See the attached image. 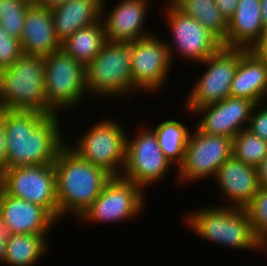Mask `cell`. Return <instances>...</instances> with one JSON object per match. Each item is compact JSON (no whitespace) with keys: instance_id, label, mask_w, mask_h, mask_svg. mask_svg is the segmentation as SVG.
Masks as SVG:
<instances>
[{"instance_id":"cell-1","label":"cell","mask_w":267,"mask_h":266,"mask_svg":"<svg viewBox=\"0 0 267 266\" xmlns=\"http://www.w3.org/2000/svg\"><path fill=\"white\" fill-rule=\"evenodd\" d=\"M0 118L6 137L7 168L52 164L66 144L58 114L0 109Z\"/></svg>"},{"instance_id":"cell-2","label":"cell","mask_w":267,"mask_h":266,"mask_svg":"<svg viewBox=\"0 0 267 266\" xmlns=\"http://www.w3.org/2000/svg\"><path fill=\"white\" fill-rule=\"evenodd\" d=\"M56 173L58 219L70 213L75 218L93 203L112 178L103 168L93 165L65 144L53 163Z\"/></svg>"},{"instance_id":"cell-3","label":"cell","mask_w":267,"mask_h":266,"mask_svg":"<svg viewBox=\"0 0 267 266\" xmlns=\"http://www.w3.org/2000/svg\"><path fill=\"white\" fill-rule=\"evenodd\" d=\"M184 223L196 233L215 244L243 250H265L256 236L245 208L206 206L185 216Z\"/></svg>"},{"instance_id":"cell-4","label":"cell","mask_w":267,"mask_h":266,"mask_svg":"<svg viewBox=\"0 0 267 266\" xmlns=\"http://www.w3.org/2000/svg\"><path fill=\"white\" fill-rule=\"evenodd\" d=\"M44 56L23 53L0 71V109L53 114L46 103Z\"/></svg>"},{"instance_id":"cell-5","label":"cell","mask_w":267,"mask_h":266,"mask_svg":"<svg viewBox=\"0 0 267 266\" xmlns=\"http://www.w3.org/2000/svg\"><path fill=\"white\" fill-rule=\"evenodd\" d=\"M88 95L99 98L129 95L133 91L130 43L107 41L85 66Z\"/></svg>"},{"instance_id":"cell-6","label":"cell","mask_w":267,"mask_h":266,"mask_svg":"<svg viewBox=\"0 0 267 266\" xmlns=\"http://www.w3.org/2000/svg\"><path fill=\"white\" fill-rule=\"evenodd\" d=\"M44 66L47 108L57 114L80 105L88 93L85 65L60 49L44 56Z\"/></svg>"},{"instance_id":"cell-7","label":"cell","mask_w":267,"mask_h":266,"mask_svg":"<svg viewBox=\"0 0 267 266\" xmlns=\"http://www.w3.org/2000/svg\"><path fill=\"white\" fill-rule=\"evenodd\" d=\"M105 118L86 130L76 142L77 145L66 144L85 161L103 168L112 176H121L125 164L127 134L119 124L120 121Z\"/></svg>"},{"instance_id":"cell-8","label":"cell","mask_w":267,"mask_h":266,"mask_svg":"<svg viewBox=\"0 0 267 266\" xmlns=\"http://www.w3.org/2000/svg\"><path fill=\"white\" fill-rule=\"evenodd\" d=\"M0 188L6 194L44 207L58 222L53 163L6 168L0 177Z\"/></svg>"},{"instance_id":"cell-9","label":"cell","mask_w":267,"mask_h":266,"mask_svg":"<svg viewBox=\"0 0 267 266\" xmlns=\"http://www.w3.org/2000/svg\"><path fill=\"white\" fill-rule=\"evenodd\" d=\"M244 48L221 47L203 62L205 69L201 78L196 81L186 99L188 112L200 107L218 103L230 96L231 84Z\"/></svg>"},{"instance_id":"cell-10","label":"cell","mask_w":267,"mask_h":266,"mask_svg":"<svg viewBox=\"0 0 267 266\" xmlns=\"http://www.w3.org/2000/svg\"><path fill=\"white\" fill-rule=\"evenodd\" d=\"M143 189L121 176H112L99 196L77 220L113 223L136 218L145 205Z\"/></svg>"},{"instance_id":"cell-11","label":"cell","mask_w":267,"mask_h":266,"mask_svg":"<svg viewBox=\"0 0 267 266\" xmlns=\"http://www.w3.org/2000/svg\"><path fill=\"white\" fill-rule=\"evenodd\" d=\"M139 129L142 130L138 131L136 137L129 139L126 136L125 164L121 177L144 190L166 177L173 164L160 149L154 131L149 126Z\"/></svg>"},{"instance_id":"cell-12","label":"cell","mask_w":267,"mask_h":266,"mask_svg":"<svg viewBox=\"0 0 267 266\" xmlns=\"http://www.w3.org/2000/svg\"><path fill=\"white\" fill-rule=\"evenodd\" d=\"M184 152L182 164L177 168L178 182H194L216 177L219 167L232 156V139L203 133L194 127Z\"/></svg>"},{"instance_id":"cell-13","label":"cell","mask_w":267,"mask_h":266,"mask_svg":"<svg viewBox=\"0 0 267 266\" xmlns=\"http://www.w3.org/2000/svg\"><path fill=\"white\" fill-rule=\"evenodd\" d=\"M164 8V17L172 35L171 42L165 40L171 61L174 54L179 53L182 59L200 63L222 47V43L196 19L182 14L172 4Z\"/></svg>"},{"instance_id":"cell-14","label":"cell","mask_w":267,"mask_h":266,"mask_svg":"<svg viewBox=\"0 0 267 266\" xmlns=\"http://www.w3.org/2000/svg\"><path fill=\"white\" fill-rule=\"evenodd\" d=\"M130 55L133 92L159 91L168 81L167 74L173 64L164 38L154 34L130 42Z\"/></svg>"},{"instance_id":"cell-15","label":"cell","mask_w":267,"mask_h":266,"mask_svg":"<svg viewBox=\"0 0 267 266\" xmlns=\"http://www.w3.org/2000/svg\"><path fill=\"white\" fill-rule=\"evenodd\" d=\"M254 105L255 103L247 98L229 96L218 103L195 109L192 113L201 117L195 127L206 134L233 139L248 127Z\"/></svg>"},{"instance_id":"cell-16","label":"cell","mask_w":267,"mask_h":266,"mask_svg":"<svg viewBox=\"0 0 267 266\" xmlns=\"http://www.w3.org/2000/svg\"><path fill=\"white\" fill-rule=\"evenodd\" d=\"M57 221L44 207L0 188V226L9 234H49Z\"/></svg>"},{"instance_id":"cell-17","label":"cell","mask_w":267,"mask_h":266,"mask_svg":"<svg viewBox=\"0 0 267 266\" xmlns=\"http://www.w3.org/2000/svg\"><path fill=\"white\" fill-rule=\"evenodd\" d=\"M106 1L101 2V21L107 41L130 43L152 35L144 29L150 5L148 0H121L108 15L104 13Z\"/></svg>"},{"instance_id":"cell-18","label":"cell","mask_w":267,"mask_h":266,"mask_svg":"<svg viewBox=\"0 0 267 266\" xmlns=\"http://www.w3.org/2000/svg\"><path fill=\"white\" fill-rule=\"evenodd\" d=\"M215 181L221 194L228 199L229 204L222 206L245 208L260 189L257 167L233 155L219 167Z\"/></svg>"},{"instance_id":"cell-19","label":"cell","mask_w":267,"mask_h":266,"mask_svg":"<svg viewBox=\"0 0 267 266\" xmlns=\"http://www.w3.org/2000/svg\"><path fill=\"white\" fill-rule=\"evenodd\" d=\"M20 42L25 54L46 56L61 49L50 8L35 3L29 6Z\"/></svg>"},{"instance_id":"cell-20","label":"cell","mask_w":267,"mask_h":266,"mask_svg":"<svg viewBox=\"0 0 267 266\" xmlns=\"http://www.w3.org/2000/svg\"><path fill=\"white\" fill-rule=\"evenodd\" d=\"M230 96L247 98L255 104L267 102V63L253 50L240 55Z\"/></svg>"},{"instance_id":"cell-21","label":"cell","mask_w":267,"mask_h":266,"mask_svg":"<svg viewBox=\"0 0 267 266\" xmlns=\"http://www.w3.org/2000/svg\"><path fill=\"white\" fill-rule=\"evenodd\" d=\"M263 33L260 0H239L228 21V32L222 47L251 50Z\"/></svg>"},{"instance_id":"cell-22","label":"cell","mask_w":267,"mask_h":266,"mask_svg":"<svg viewBox=\"0 0 267 266\" xmlns=\"http://www.w3.org/2000/svg\"><path fill=\"white\" fill-rule=\"evenodd\" d=\"M102 0H70L50 9L53 28L60 43L77 30L101 19Z\"/></svg>"},{"instance_id":"cell-23","label":"cell","mask_w":267,"mask_h":266,"mask_svg":"<svg viewBox=\"0 0 267 266\" xmlns=\"http://www.w3.org/2000/svg\"><path fill=\"white\" fill-rule=\"evenodd\" d=\"M48 234H9L6 240L4 264L8 266H36L47 254ZM46 252V253H45Z\"/></svg>"},{"instance_id":"cell-24","label":"cell","mask_w":267,"mask_h":266,"mask_svg":"<svg viewBox=\"0 0 267 266\" xmlns=\"http://www.w3.org/2000/svg\"><path fill=\"white\" fill-rule=\"evenodd\" d=\"M106 42L104 26L100 19L92 25L77 30L61 43V49L86 66L94 60Z\"/></svg>"},{"instance_id":"cell-25","label":"cell","mask_w":267,"mask_h":266,"mask_svg":"<svg viewBox=\"0 0 267 266\" xmlns=\"http://www.w3.org/2000/svg\"><path fill=\"white\" fill-rule=\"evenodd\" d=\"M172 5L182 14L200 22L221 43L228 32V22L219 11L215 0H173Z\"/></svg>"},{"instance_id":"cell-26","label":"cell","mask_w":267,"mask_h":266,"mask_svg":"<svg viewBox=\"0 0 267 266\" xmlns=\"http://www.w3.org/2000/svg\"><path fill=\"white\" fill-rule=\"evenodd\" d=\"M157 136L159 147L165 157L178 168L184 159V152L189 140L190 130L183 122L168 119L152 128Z\"/></svg>"},{"instance_id":"cell-27","label":"cell","mask_w":267,"mask_h":266,"mask_svg":"<svg viewBox=\"0 0 267 266\" xmlns=\"http://www.w3.org/2000/svg\"><path fill=\"white\" fill-rule=\"evenodd\" d=\"M232 155L245 164L257 167L267 156V142L243 129L232 139Z\"/></svg>"},{"instance_id":"cell-28","label":"cell","mask_w":267,"mask_h":266,"mask_svg":"<svg viewBox=\"0 0 267 266\" xmlns=\"http://www.w3.org/2000/svg\"><path fill=\"white\" fill-rule=\"evenodd\" d=\"M245 210L256 236L265 246L267 244V188L260 187Z\"/></svg>"},{"instance_id":"cell-29","label":"cell","mask_w":267,"mask_h":266,"mask_svg":"<svg viewBox=\"0 0 267 266\" xmlns=\"http://www.w3.org/2000/svg\"><path fill=\"white\" fill-rule=\"evenodd\" d=\"M23 54L21 42L0 25V71L9 68Z\"/></svg>"},{"instance_id":"cell-30","label":"cell","mask_w":267,"mask_h":266,"mask_svg":"<svg viewBox=\"0 0 267 266\" xmlns=\"http://www.w3.org/2000/svg\"><path fill=\"white\" fill-rule=\"evenodd\" d=\"M263 105H254L247 129L267 142V104Z\"/></svg>"},{"instance_id":"cell-31","label":"cell","mask_w":267,"mask_h":266,"mask_svg":"<svg viewBox=\"0 0 267 266\" xmlns=\"http://www.w3.org/2000/svg\"><path fill=\"white\" fill-rule=\"evenodd\" d=\"M25 17L26 13L0 14V25L10 36L20 40Z\"/></svg>"},{"instance_id":"cell-32","label":"cell","mask_w":267,"mask_h":266,"mask_svg":"<svg viewBox=\"0 0 267 266\" xmlns=\"http://www.w3.org/2000/svg\"><path fill=\"white\" fill-rule=\"evenodd\" d=\"M32 0H0V14L27 13Z\"/></svg>"},{"instance_id":"cell-33","label":"cell","mask_w":267,"mask_h":266,"mask_svg":"<svg viewBox=\"0 0 267 266\" xmlns=\"http://www.w3.org/2000/svg\"><path fill=\"white\" fill-rule=\"evenodd\" d=\"M239 0H215V3L222 16L229 21L237 8Z\"/></svg>"},{"instance_id":"cell-34","label":"cell","mask_w":267,"mask_h":266,"mask_svg":"<svg viewBox=\"0 0 267 266\" xmlns=\"http://www.w3.org/2000/svg\"><path fill=\"white\" fill-rule=\"evenodd\" d=\"M5 130L3 127V121L0 118V177L5 172L7 168V158H6V150H5Z\"/></svg>"},{"instance_id":"cell-35","label":"cell","mask_w":267,"mask_h":266,"mask_svg":"<svg viewBox=\"0 0 267 266\" xmlns=\"http://www.w3.org/2000/svg\"><path fill=\"white\" fill-rule=\"evenodd\" d=\"M251 50L267 63V32L263 33L261 40Z\"/></svg>"},{"instance_id":"cell-36","label":"cell","mask_w":267,"mask_h":266,"mask_svg":"<svg viewBox=\"0 0 267 266\" xmlns=\"http://www.w3.org/2000/svg\"><path fill=\"white\" fill-rule=\"evenodd\" d=\"M260 187L267 188V156L257 166Z\"/></svg>"},{"instance_id":"cell-37","label":"cell","mask_w":267,"mask_h":266,"mask_svg":"<svg viewBox=\"0 0 267 266\" xmlns=\"http://www.w3.org/2000/svg\"><path fill=\"white\" fill-rule=\"evenodd\" d=\"M8 234L0 226V262L4 264V258L6 253V240Z\"/></svg>"},{"instance_id":"cell-38","label":"cell","mask_w":267,"mask_h":266,"mask_svg":"<svg viewBox=\"0 0 267 266\" xmlns=\"http://www.w3.org/2000/svg\"><path fill=\"white\" fill-rule=\"evenodd\" d=\"M32 1L36 5L44 6V7H47V8L51 9V8L57 6V5L66 3V2H68L70 0H32Z\"/></svg>"},{"instance_id":"cell-39","label":"cell","mask_w":267,"mask_h":266,"mask_svg":"<svg viewBox=\"0 0 267 266\" xmlns=\"http://www.w3.org/2000/svg\"><path fill=\"white\" fill-rule=\"evenodd\" d=\"M260 13L264 33L267 32V0H260Z\"/></svg>"},{"instance_id":"cell-40","label":"cell","mask_w":267,"mask_h":266,"mask_svg":"<svg viewBox=\"0 0 267 266\" xmlns=\"http://www.w3.org/2000/svg\"><path fill=\"white\" fill-rule=\"evenodd\" d=\"M168 2V4H172V2H173V0H167Z\"/></svg>"}]
</instances>
